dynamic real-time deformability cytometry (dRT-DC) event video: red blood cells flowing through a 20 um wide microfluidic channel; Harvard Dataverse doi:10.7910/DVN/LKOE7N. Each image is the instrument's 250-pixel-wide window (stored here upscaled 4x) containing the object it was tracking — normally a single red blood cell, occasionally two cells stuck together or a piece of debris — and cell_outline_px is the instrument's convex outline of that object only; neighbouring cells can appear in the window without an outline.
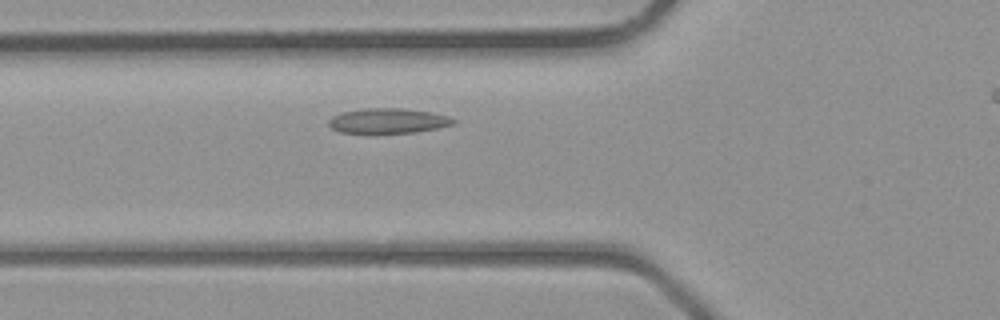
{"species": "common noctule bat (a hibernating species)", "species_latin": "Nyctalus noctula", "temperature_condition": "room temperature", "stored_images_in_passage": 32, "camera_frame_rate_fps": 3000, "um_per_image_px": 0.085, "animal": {"sex": "male", "body_mass_g": 23.1, "forearm_length_mm": 52.7}, "frame": {"image": 1, "passage_image": 10, "time_ms": 3.0, "image_size_px": [1000, 320], "cell_outline_px": [[456, 120], [452, 124], [436, 128], [416, 132], [368, 136], [340, 132], [332, 128], [328, 124], [328, 120], [332, 116], [340, 112], [364, 108], [400, 108], [432, 112], [448, 116]], "centroid_in_image_um": [32.89, 10.31], "position_along_channel_um": 92.9, "area_um2": 19.02}}
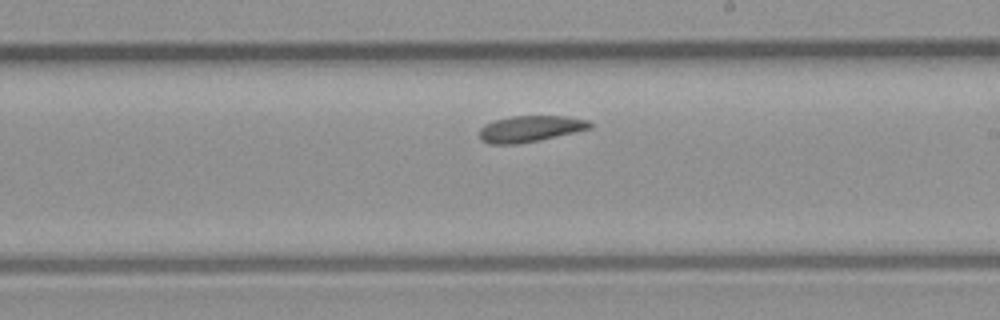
{"frame": {"image": 2, "passage_image": 19, "time_ms": 6.0, "image_size_px": [1000, 320], "cell_outline_px": [[592, 128], [576, 132], [540, 140], [516, 144], [488, 144], [480, 140], [480, 128], [484, 124], [496, 120], [512, 116], [568, 116], [588, 120], [592, 124]], "centroid_in_image_um": [45.07, 10.95], "position_along_channel_um": 243.9, "area_um2": 16.99}}
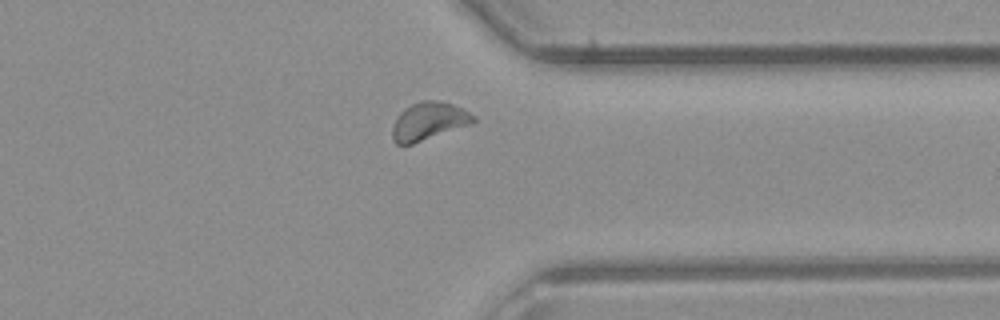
{"frame": {"image": 3, "passage_image": 27, "time_ms": 8.667, "image_size_px": [1000, 320], "cell_outline_px": [[476, 120], [472, 124], [412, 144], [396, 144], [392, 140], [392, 124], [396, 116], [404, 108], [420, 100], [436, 100], [452, 104], [464, 108], [476, 116]], "centroid_in_image_um": [36.44, 10.29], "position_along_channel_um": 375.0, "area_um2": 18.15}}